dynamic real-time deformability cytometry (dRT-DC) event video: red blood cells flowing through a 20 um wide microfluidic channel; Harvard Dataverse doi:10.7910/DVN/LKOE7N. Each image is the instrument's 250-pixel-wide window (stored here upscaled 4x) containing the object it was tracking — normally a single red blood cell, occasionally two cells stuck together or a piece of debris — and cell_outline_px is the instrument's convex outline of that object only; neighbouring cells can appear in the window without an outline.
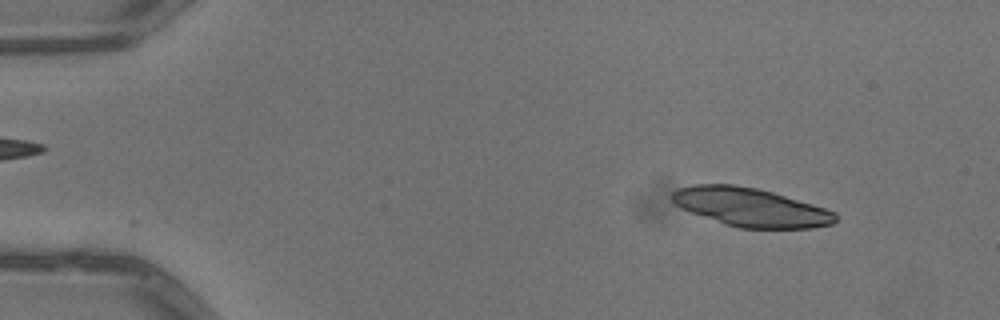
{"species": "common noctule bat (a hibernating species)", "species_latin": "Nyctalus noctula", "temperature_condition": "warm", "stored_images_in_passage": 8, "camera_frame_rate_fps": 3000, "um_per_image_px": 0.085, "animal": {"sex": "male", "body_mass_g": 13.3}, "frame": {"image": 1, "passage_image": 2, "time_ms": 0.333, "image_size_px": [1000, 320], "cell_outline_px": [[836, 220], [832, 224], [812, 228], [740, 228], [724, 224], [680, 208], [672, 200], [672, 192], [676, 188], [692, 184], [732, 184], [756, 188], [772, 192], [812, 204], [836, 212]], "centroid_in_image_um": [63.77, 17.61], "position_along_channel_um": 21.2, "area_um2": 36.59}}
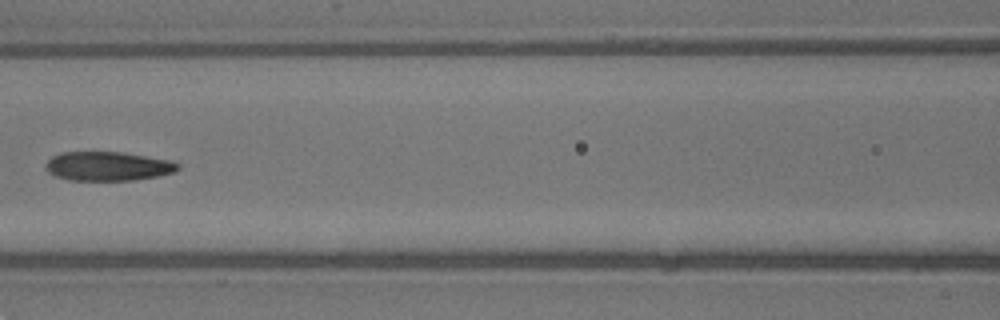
{"frame": {"image": 2, "passage_image": 7, "time_ms": 2.0, "image_size_px": [1000, 320], "cell_outline_px": [[180, 168], [176, 172], [156, 176], [132, 180], [68, 180], [56, 176], [48, 172], [44, 168], [44, 164], [52, 156], [60, 152], [124, 152], [172, 160], [180, 164]], "centroid_in_image_um": [9.18, 14.12], "position_along_channel_um": 157.4, "area_um2": 22.66}}
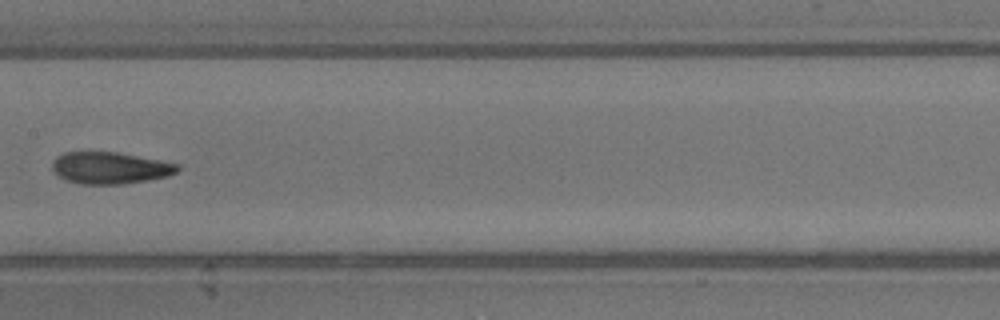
{"frame": {"image": 3, "passage_image": 8, "time_ms": 2.333, "image_size_px": [1000, 320], "cell_outline_px": [[180, 168], [176, 172], [168, 176], [148, 180], [124, 184], [80, 184], [64, 180], [52, 172], [52, 160], [56, 156], [64, 152], [116, 152], [160, 160], [180, 164]], "centroid_in_image_um": [9.31, 14.28], "position_along_channel_um": 198.1, "area_um2": 23.47}}